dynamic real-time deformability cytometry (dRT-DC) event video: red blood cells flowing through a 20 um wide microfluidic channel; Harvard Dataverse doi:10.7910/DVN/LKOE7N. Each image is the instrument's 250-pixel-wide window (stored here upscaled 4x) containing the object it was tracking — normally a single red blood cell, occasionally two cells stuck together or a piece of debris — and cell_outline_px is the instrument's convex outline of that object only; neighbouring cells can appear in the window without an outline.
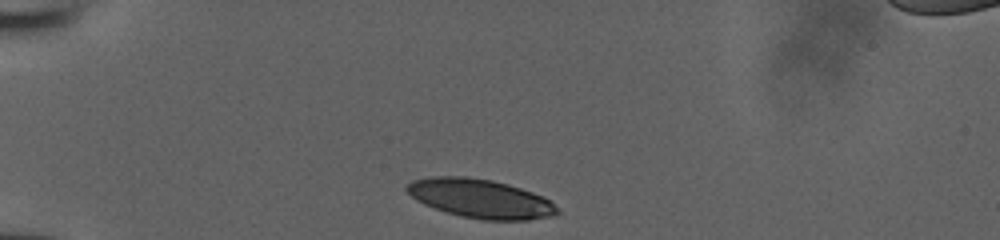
{"species": "human", "species_latin": "Homo sapiens", "temperature_condition": "room temperature", "stored_images_in_passage": 31, "camera_frame_rate_fps": 3000, "um_per_image_px": 0.085, "donor": {"sex": "male"}, "frame": {"image": 1, "passage_image": 1, "time_ms": 0.0, "image_size_px": [1000, 240], "cell_outline_px": [[560, 212], [556, 216], [528, 220], [480, 220], [460, 216], [424, 204], [416, 200], [404, 188], [412, 180], [432, 176], [464, 176], [492, 180], [508, 184], [544, 196]], "centroid_in_image_um": [40.84, 16.88], "position_along_channel_um": 44.2, "area_um2": 34.1}}
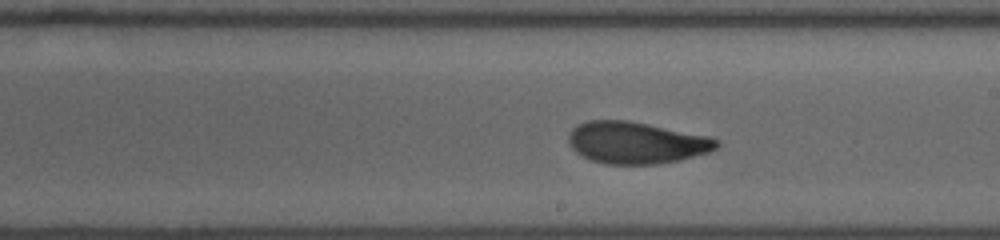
{"frame": {"image": 2, "passage_image": 18, "time_ms": 5.667, "image_size_px": [1000, 240], "cell_outline_px": [[720, 144], [712, 152], [680, 160], [656, 164], [604, 164], [592, 160], [576, 152], [568, 144], [568, 132], [572, 128], [588, 120], [628, 120], [708, 136], [720, 140]], "centroid_in_image_um": [54.09, 12.13], "position_along_channel_um": 234.9, "area_um2": 36.24}}
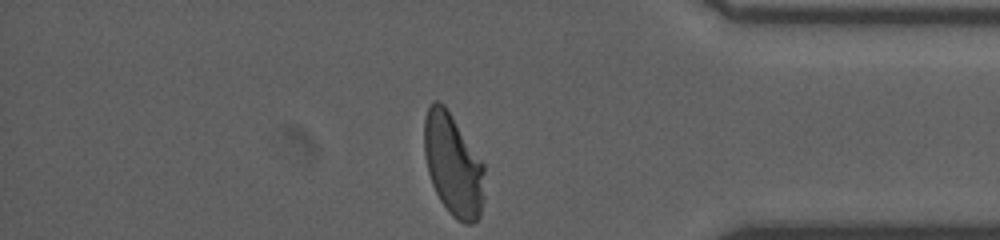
{"frame": {"image": 3, "passage_image": 31, "time_ms": 10.0, "image_size_px": [1000, 240], "cell_outline_px": [[484, 196], [480, 216], [472, 224], [464, 224], [456, 220], [452, 216], [440, 200], [432, 184], [428, 172], [424, 156], [424, 116], [428, 104], [432, 100], [436, 100], [444, 104], [484, 164]], "centroid_in_image_um": [38.5, 14.01], "position_along_channel_um": 396.7, "area_um2": 36.13}}